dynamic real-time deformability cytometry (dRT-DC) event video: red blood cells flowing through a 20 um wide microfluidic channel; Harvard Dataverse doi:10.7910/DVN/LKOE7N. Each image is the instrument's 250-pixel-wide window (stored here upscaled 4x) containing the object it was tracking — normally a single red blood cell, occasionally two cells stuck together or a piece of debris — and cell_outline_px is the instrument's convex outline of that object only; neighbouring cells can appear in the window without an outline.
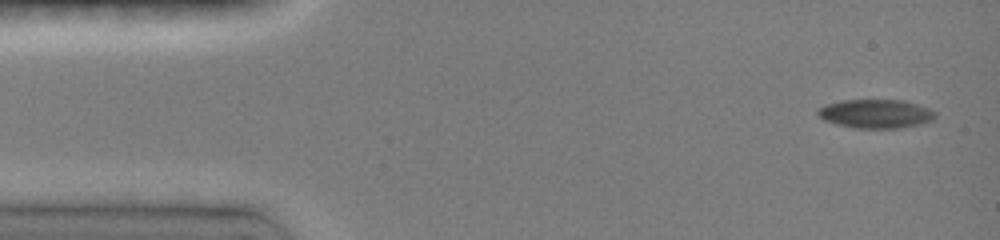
{"species": "common noctule bat (a hibernating species)", "species_latin": "Nyctalus noctula", "temperature_condition": "room temperature", "stored_images_in_passage": 12, "camera_frame_rate_fps": 3000, "um_per_image_px": 0.085, "animal": {"sex": "female", "body_mass_g": 19.0, "forearm_length_mm": 51.5}, "frame": {"image": 1, "passage_image": 1, "time_ms": 0.0, "image_size_px": [1000, 240], "cell_outline_px": [[936, 116], [932, 120], [920, 124], [896, 128], [856, 128], [824, 120], [816, 112], [816, 108], [824, 104], [840, 100], [904, 100], [928, 108], [936, 112]], "centroid_in_image_um": [74.41, 9.65], "position_along_channel_um": 10.6, "area_um2": 19.65}}
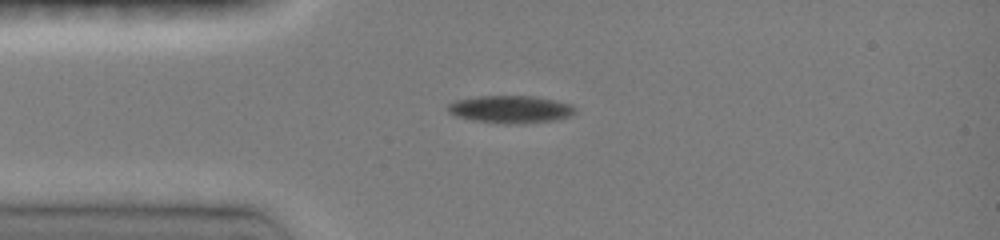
{"frame": {"image": 2, "passage_image": 8, "time_ms": 3.0, "image_size_px": [1000, 240], "cell_outline_px": [[576, 112], [568, 116], [556, 120], [520, 124], [508, 124], [472, 120], [456, 116], [448, 112], [448, 104], [456, 100], [480, 96], [536, 96], [556, 100], [572, 104]], "centroid_in_image_um": [43.41, 9.29], "position_along_channel_um": 41.6, "area_um2": 20.46}}
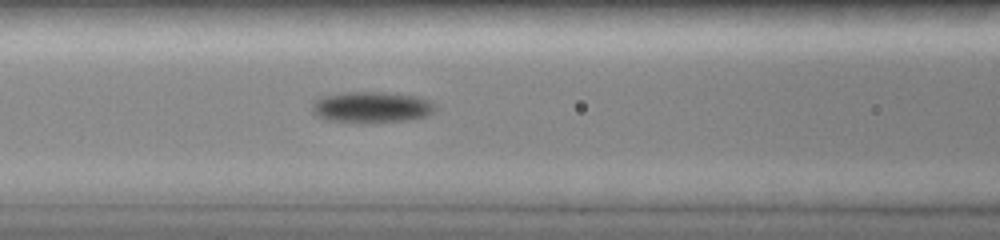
{"frame": {"image": 3, "passage_image": 12, "time_ms": 5.667, "image_size_px": [1000, 240], "cell_outline_px": [[436, 108], [428, 116], [408, 120], [372, 124], [356, 124], [328, 120], [316, 116], [312, 112], [312, 104], [320, 96], [344, 92], [392, 92], [416, 96], [428, 100]], "centroid_in_image_um": [31.55, 9.13], "position_along_channel_um": 135.1, "area_um2": 23.0}}